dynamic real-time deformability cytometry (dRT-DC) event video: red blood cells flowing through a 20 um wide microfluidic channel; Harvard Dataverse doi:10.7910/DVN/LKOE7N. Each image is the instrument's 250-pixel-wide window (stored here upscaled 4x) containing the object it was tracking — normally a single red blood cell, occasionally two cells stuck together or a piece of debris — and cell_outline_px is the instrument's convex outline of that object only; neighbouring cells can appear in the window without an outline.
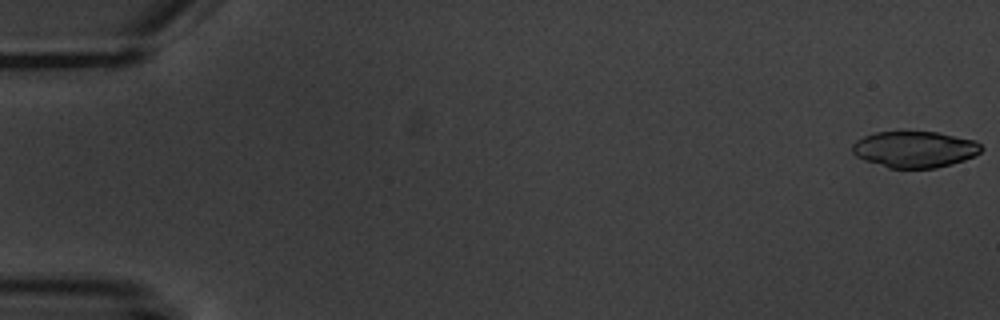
{"species": "common noctule bat (a hibernating species)", "species_latin": "Nyctalus noctula", "temperature_condition": "warm", "stored_images_in_passage": 5, "camera_frame_rate_fps": 3000, "um_per_image_px": 0.085, "animal": {"sex": "male", "body_mass_g": 20.1, "forearm_length_mm": 53.5}, "frame": {"image": 1, "passage_image": 1, "time_ms": 0.0, "image_size_px": [1000, 320], "cell_outline_px": [[984, 148], [976, 156], [952, 164], [936, 168], [888, 168], [864, 160], [856, 156], [852, 152], [852, 144], [856, 140], [864, 136], [876, 132], [904, 128], [936, 132], [976, 140]], "centroid_in_image_um": [77.74, 12.65], "position_along_channel_um": 7.3, "area_um2": 28.32}}